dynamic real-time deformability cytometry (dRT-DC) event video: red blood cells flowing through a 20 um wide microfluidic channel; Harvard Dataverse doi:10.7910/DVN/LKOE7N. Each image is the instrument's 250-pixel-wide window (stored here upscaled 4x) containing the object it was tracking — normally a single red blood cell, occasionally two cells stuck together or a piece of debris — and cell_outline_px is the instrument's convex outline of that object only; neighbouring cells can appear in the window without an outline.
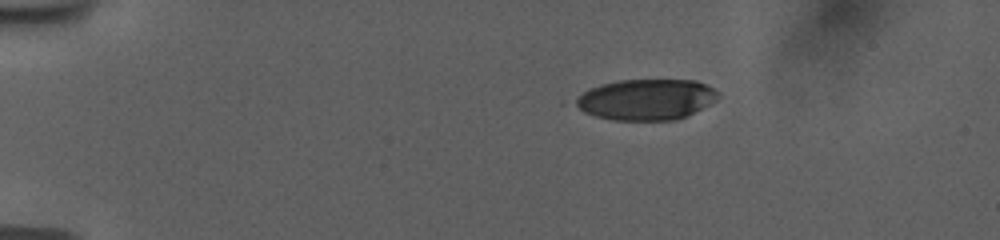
{"species": "human", "species_latin": "Homo sapiens", "temperature_condition": "room temperature", "stored_images_in_passage": 46, "camera_frame_rate_fps": 3000, "um_per_image_px": 0.085, "donor": {"sex": "female"}, "frame": {"image": 1, "passage_image": 1, "time_ms": 0.0, "image_size_px": [1000, 240], "cell_outline_px": [[720, 92], [716, 100], [676, 120], [612, 120], [596, 116], [584, 112], [572, 104], [572, 100], [588, 88], [600, 84], [620, 80], [696, 80]], "centroid_in_image_um": [54.85, 8.45], "position_along_channel_um": 30.1, "area_um2": 33.93}}
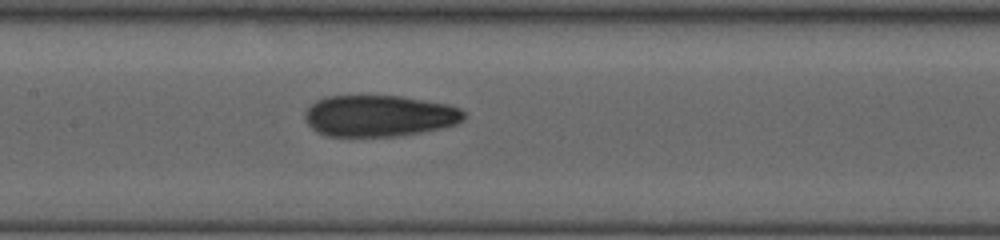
{"frame": {"image": 2, "passage_image": 19, "time_ms": 6.0, "image_size_px": [1000, 240], "cell_outline_px": [[464, 120], [456, 124], [440, 128], [420, 132], [396, 136], [328, 136], [312, 128], [308, 124], [304, 116], [304, 112], [316, 100], [328, 96], [400, 96], [448, 104], [460, 108], [464, 112]], "centroid_in_image_um": [32.24, 9.84], "position_along_channel_um": 175.2, "area_um2": 38.15}}
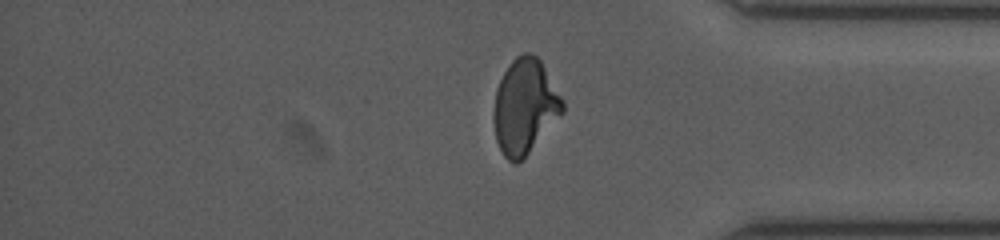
{"frame": {"image": 3, "passage_image": 37, "time_ms": 12.0, "image_size_px": [1000, 240], "cell_outline_px": [[564, 112], [528, 152], [516, 164], [508, 160], [504, 156], [496, 140], [492, 120], [492, 112], [496, 88], [504, 72], [512, 60], [516, 56], [524, 52], [532, 52], [540, 60], [564, 100]], "centroid_in_image_um": [44.58, 9.03], "position_along_channel_um": 390.6, "area_um2": 38.03}, "authors_computed_cell_mechanics": {"area_um2": 37.8879, "velocity_mm_per_s": 3.7895, "shape_relaxation_time_tau1_ms": 6.1133, "shape_relaxation_time_tau2_ms": 1.6543, "deformation_change_tau1": 0.2099, "deformation_change_tau2": 0.0845}}